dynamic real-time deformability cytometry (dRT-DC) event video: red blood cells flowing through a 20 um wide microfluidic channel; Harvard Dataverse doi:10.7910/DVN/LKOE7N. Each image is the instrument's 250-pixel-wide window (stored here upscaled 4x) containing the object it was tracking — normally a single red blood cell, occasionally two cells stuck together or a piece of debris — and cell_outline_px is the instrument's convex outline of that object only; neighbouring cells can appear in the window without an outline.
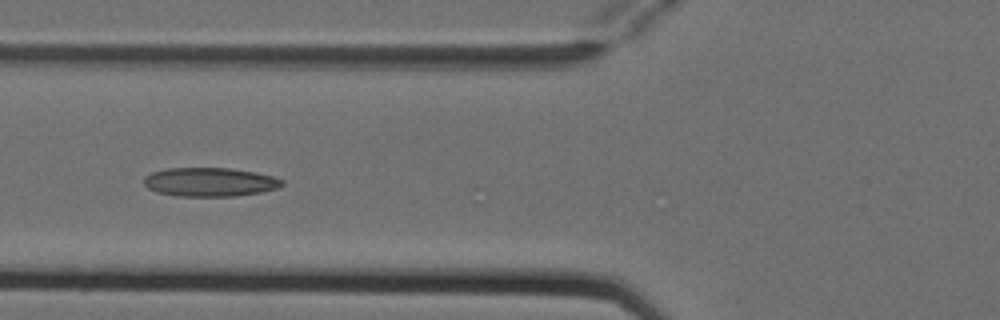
{"species": "Egyptian fruit bat (a non-hibernating species)", "species_latin": "Rousettus aegyptiacus", "temperature_condition": "cold", "stored_images_in_passage": 7, "camera_frame_rate_fps": 3000, "um_per_image_px": 0.085, "animal": {"sex": "female"}, "frame": {"image": 1, "passage_image": 4, "time_ms": 1.0, "image_size_px": [1000, 320], "cell_outline_px": [[284, 184], [280, 188], [260, 192], [236, 196], [176, 196], [156, 192], [148, 188], [144, 184], [144, 176], [152, 172], [164, 168], [228, 168], [256, 172], [272, 176], [284, 180]], "centroid_in_image_um": [17.84, 15.47], "position_along_channel_um": 108.0, "area_um2": 23.41}}
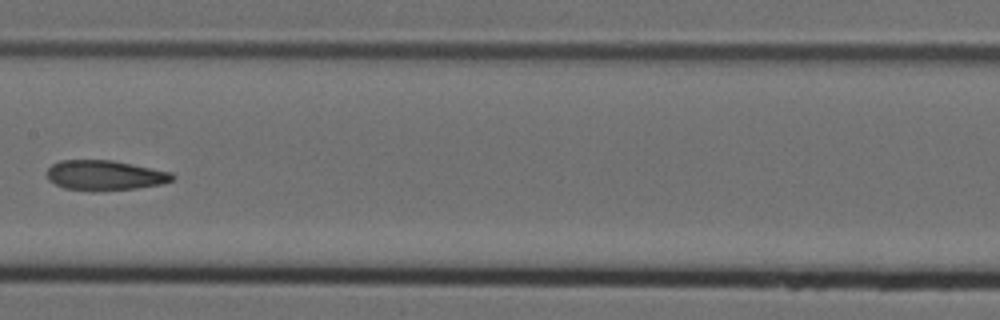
{"frame": {"image": 2, "passage_image": 6, "time_ms": 1.667, "image_size_px": [1000, 320], "cell_outline_px": [[176, 176], [172, 180], [160, 184], [136, 188], [92, 192], [64, 188], [48, 180], [44, 172], [52, 164], [60, 160], [112, 160], [172, 172]], "centroid_in_image_um": [8.86, 14.91], "position_along_channel_um": 198.5, "area_um2": 22.2}}
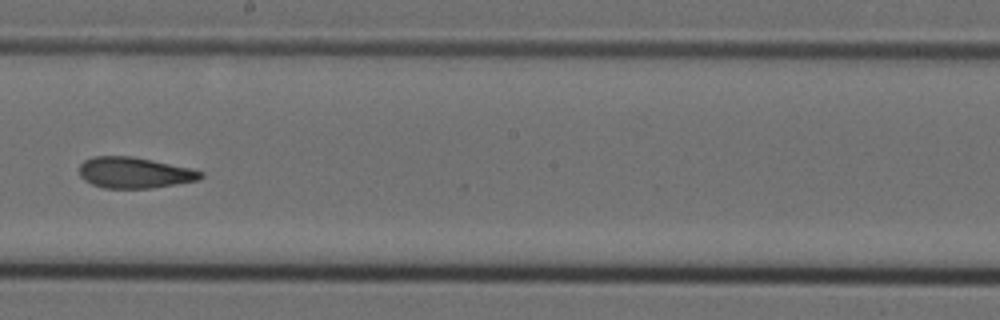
{"frame": {"image": 3, "passage_image": 7, "time_ms": 2.0, "image_size_px": [1000, 320], "cell_outline_px": [[204, 176], [196, 180], [152, 188], [104, 188], [92, 184], [84, 180], [80, 176], [80, 164], [84, 160], [92, 156], [132, 156], [192, 168], [204, 172]], "centroid_in_image_um": [11.41, 14.67], "position_along_channel_um": 236.8, "area_um2": 21.91}}